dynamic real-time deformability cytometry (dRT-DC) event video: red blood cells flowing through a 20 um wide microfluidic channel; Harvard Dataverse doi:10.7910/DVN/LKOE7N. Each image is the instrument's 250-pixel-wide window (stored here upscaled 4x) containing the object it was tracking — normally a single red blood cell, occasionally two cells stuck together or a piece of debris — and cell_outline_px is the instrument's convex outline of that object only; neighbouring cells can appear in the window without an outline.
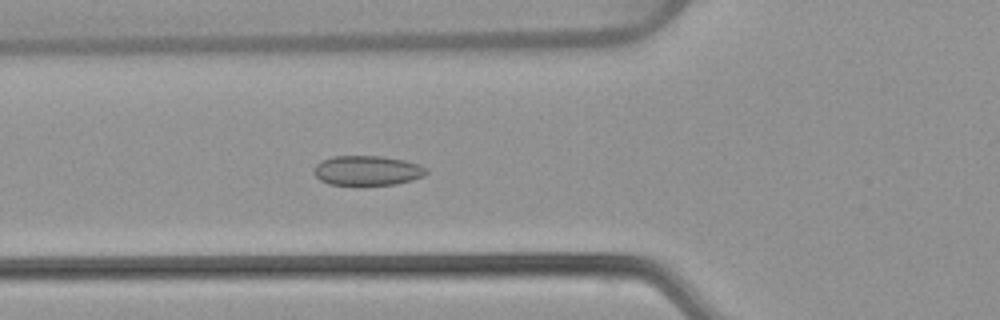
{"species": "common noctule bat (a hibernating species)", "species_latin": "Nyctalus noctula", "temperature_condition": "warm", "stored_images_in_passage": 41, "camera_frame_rate_fps": 3000, "um_per_image_px": 0.085, "animal": {"sex": "female", "body_mass_g": 22.7, "forearm_length_mm": 54.2}, "frame": {"image": 1, "passage_image": 8, "time_ms": 2.333, "image_size_px": [1000, 320], "cell_outline_px": [[428, 172], [424, 176], [412, 180], [396, 184], [328, 184], [320, 180], [316, 176], [316, 164], [332, 156], [380, 156], [404, 160], [420, 164], [428, 168]], "centroid_in_image_um": [31.28, 14.48], "position_along_channel_um": 94.5, "area_um2": 19.25}}
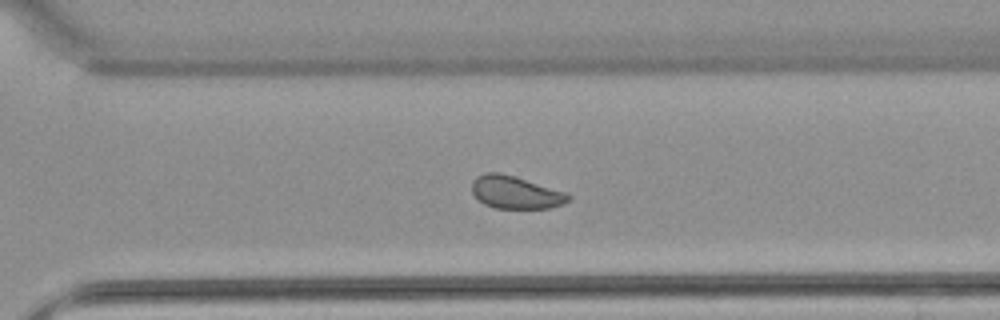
{"frame": {"image": 2, "passage_image": 26, "time_ms": 8.333, "image_size_px": [1000, 320], "cell_outline_px": [[572, 196], [564, 204], [548, 208], [496, 208], [484, 204], [472, 192], [472, 180], [476, 176], [488, 172], [500, 172], [568, 192]], "centroid_in_image_um": [43.84, 16.34], "position_along_channel_um": 326.8, "area_um2": 18.38}}
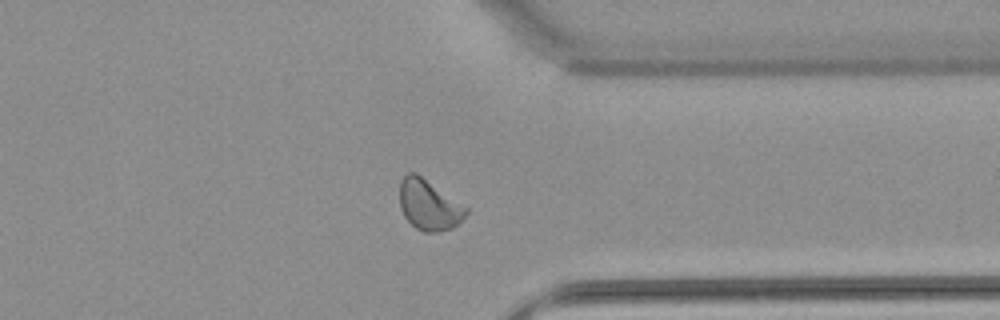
{"frame": {"image": 3, "passage_image": 30, "time_ms": 9.667, "image_size_px": [1000, 320], "cell_outline_px": [[468, 212], [452, 228], [436, 232], [424, 232], [416, 228], [404, 216], [400, 208], [400, 180], [408, 172], [416, 172], [468, 208]], "centroid_in_image_um": [36.43, 17.41], "position_along_channel_um": 375.0, "area_um2": 19.31}, "authors_computed_cell_mechanics": {"area_um2": 19.0162, "velocity_mm_per_s": 3.8672, "shape_relaxation_time_tau1_ms": 4.271, "shape_relaxation_time_tau2_ms": 1.0509, "deformation_change_tau1": 0.0869, "deformation_change_tau2": 0.0432}}